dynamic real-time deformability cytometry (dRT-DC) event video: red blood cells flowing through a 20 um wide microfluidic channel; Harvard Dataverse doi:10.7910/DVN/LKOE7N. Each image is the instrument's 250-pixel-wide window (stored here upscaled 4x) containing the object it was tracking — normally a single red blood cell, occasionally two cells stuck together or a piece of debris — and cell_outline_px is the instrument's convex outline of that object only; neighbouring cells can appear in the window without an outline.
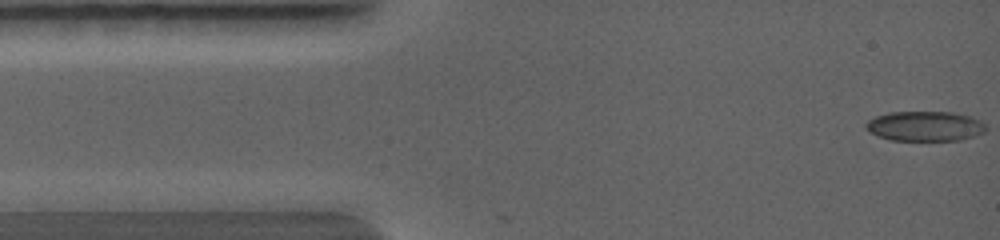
{"species": "common noctule bat (a hibernating species)", "species_latin": "Nyctalus noctula", "temperature_condition": "warm", "stored_images_in_passage": 9, "camera_frame_rate_fps": 5000, "um_per_image_px": 0.085, "animal": {"sex": "female", "body_mass_g": 19.0, "forearm_length_mm": 56.7}, "frame": {"image": 1, "passage_image": 1, "time_ms": 0.0, "image_size_px": [1000, 240], "cell_outline_px": [[984, 128], [980, 132], [948, 140], [900, 140], [884, 136], [872, 132], [864, 124], [868, 120], [876, 116], [888, 112], [952, 112], [968, 116], [984, 124]], "centroid_in_image_um": [78.53, 10.68], "position_along_channel_um": 6.5, "area_um2": 19.65}}
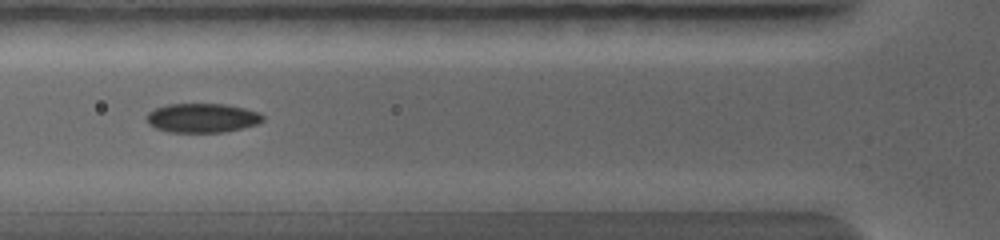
{"frame": {"image": 2, "passage_image": 7, "time_ms": 3.4, "image_size_px": [1000, 240], "cell_outline_px": [[264, 116], [256, 124], [240, 128], [220, 132], [176, 132], [160, 128], [152, 124], [148, 120], [148, 112], [156, 108], [168, 104], [228, 104], [244, 108], [256, 112]], "centroid_in_image_um": [17.21, 10.0], "position_along_channel_um": 108.6, "area_um2": 19.07}}
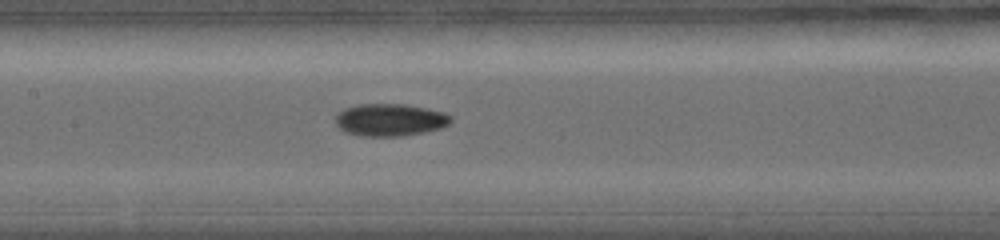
{"frame": {"image": 3, "passage_image": 9, "time_ms": 4.6, "image_size_px": [1000, 240], "cell_outline_px": [[452, 120], [448, 124], [436, 128], [420, 132], [396, 136], [372, 136], [348, 132], [340, 128], [336, 124], [336, 116], [344, 108], [356, 104], [404, 104], [444, 112], [452, 116]], "centroid_in_image_um": [33.13, 10.16], "position_along_channel_um": 174.3, "area_um2": 21.15}}